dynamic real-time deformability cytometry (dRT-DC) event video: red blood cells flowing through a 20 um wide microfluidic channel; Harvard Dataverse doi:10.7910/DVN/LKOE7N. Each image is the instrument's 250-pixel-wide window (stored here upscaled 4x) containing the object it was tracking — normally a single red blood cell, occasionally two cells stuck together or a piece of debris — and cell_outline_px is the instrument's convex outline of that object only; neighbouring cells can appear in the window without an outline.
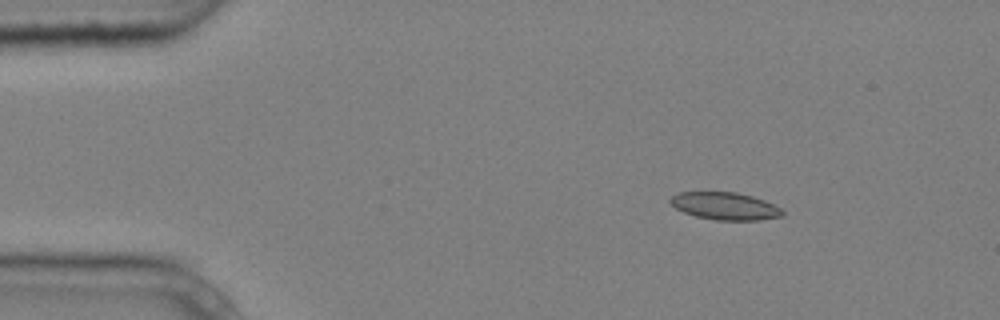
{"species": "common noctule bat (a hibernating species)", "species_latin": "Nyctalus noctula", "temperature_condition": "cold", "stored_images_in_passage": 6, "camera_frame_rate_fps": 3000, "um_per_image_px": 0.085, "animal": {"sex": "male", "body_mass_g": 20.4}, "frame": {"image": 1, "passage_image": 3, "time_ms": 0.667, "image_size_px": [1000, 320], "cell_outline_px": [[784, 216], [760, 220], [716, 220], [696, 216], [684, 212], [676, 208], [668, 200], [672, 196], [680, 192], [736, 192], [752, 196], [764, 200], [780, 208], [784, 212]], "centroid_in_image_um": [61.64, 17.51], "position_along_channel_um": 23.4, "area_um2": 17.86}}
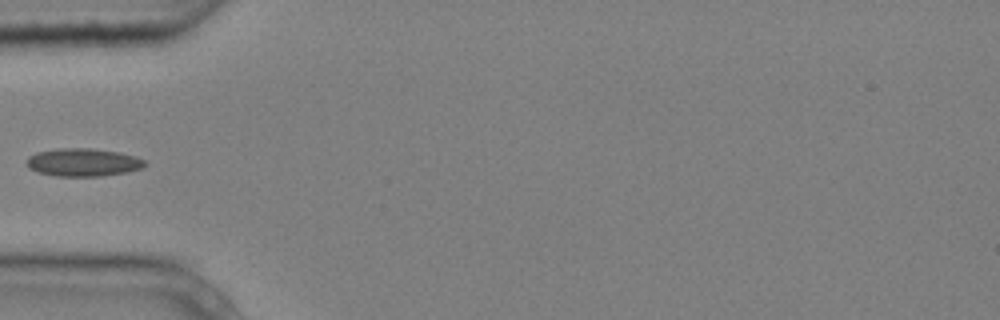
{"frame": {"image": 2, "passage_image": 6, "time_ms": 1.667, "image_size_px": [1000, 320], "cell_outline_px": [[148, 164], [144, 168], [124, 172], [100, 176], [56, 176], [36, 172], [28, 168], [24, 164], [28, 156], [36, 152], [60, 148], [92, 148], [120, 152], [136, 156], [144, 160]], "centroid_in_image_um": [7.04, 13.79], "position_along_channel_um": 78.0, "area_um2": 19.54}}